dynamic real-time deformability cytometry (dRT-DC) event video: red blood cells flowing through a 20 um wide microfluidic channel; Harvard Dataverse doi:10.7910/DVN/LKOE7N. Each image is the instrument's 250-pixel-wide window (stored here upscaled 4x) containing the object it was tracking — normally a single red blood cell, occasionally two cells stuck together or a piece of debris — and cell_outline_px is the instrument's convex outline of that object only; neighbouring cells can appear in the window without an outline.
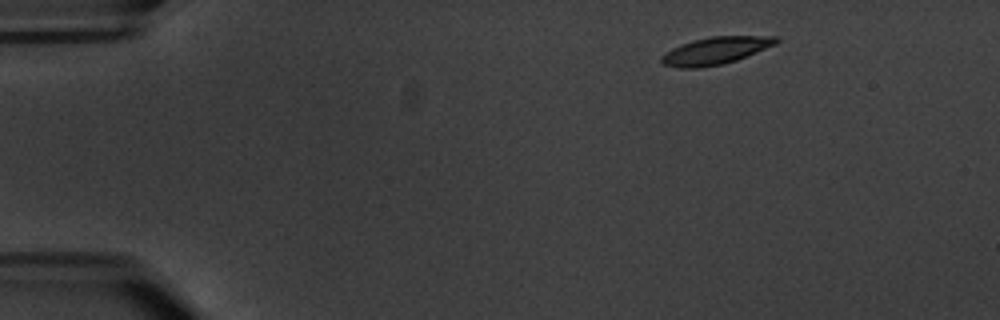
{"species": "common noctule bat (a hibernating species)", "species_latin": "Nyctalus noctula", "temperature_condition": "warm", "stored_images_in_passage": 5, "camera_frame_rate_fps": 3000, "um_per_image_px": 0.085, "animal": {"sex": "male", "body_mass_g": 20.1, "forearm_length_mm": 53.5}, "frame": {"image": 1, "passage_image": 2, "time_ms": 1.333, "image_size_px": [1000, 320], "cell_outline_px": [[780, 40], [776, 44], [736, 60], [724, 64], [700, 68], [680, 68], [664, 64], [660, 60], [660, 56], [664, 52], [680, 44], [712, 36], [776, 36]], "centroid_in_image_um": [60.8, 4.31], "position_along_channel_um": 24.2, "area_um2": 18.21}}